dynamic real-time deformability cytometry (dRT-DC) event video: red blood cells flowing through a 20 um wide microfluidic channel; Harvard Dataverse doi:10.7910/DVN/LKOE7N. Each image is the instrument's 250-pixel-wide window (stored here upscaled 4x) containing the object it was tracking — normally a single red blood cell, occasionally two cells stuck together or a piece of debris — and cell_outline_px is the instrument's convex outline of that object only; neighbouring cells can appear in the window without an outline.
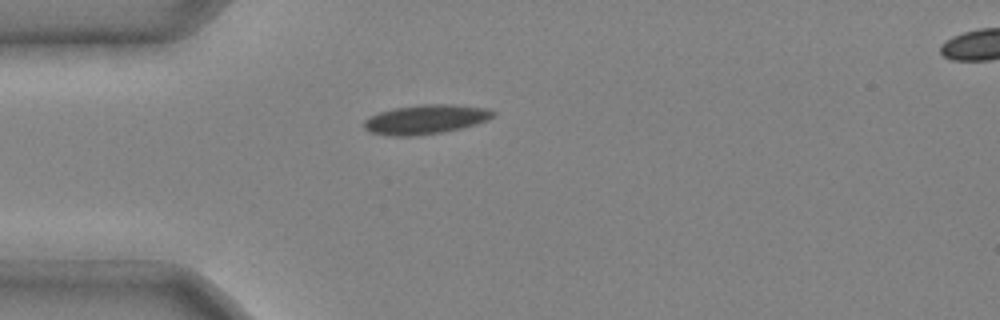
{"species": "common noctule bat (a hibernating species)", "species_latin": "Nyctalus noctula", "temperature_condition": "cold", "stored_images_in_passage": 2, "camera_frame_rate_fps": 3000, "um_per_image_px": 0.085, "animal": {"sex": "male", "body_mass_g": 20.4}, "frame": {"image": 1, "passage_image": 1, "time_ms": 0.0, "image_size_px": [1000, 320], "cell_outline_px": [[496, 116], [488, 120], [476, 124], [460, 128], [440, 132], [416, 136], [388, 136], [372, 132], [364, 128], [364, 120], [380, 112], [392, 108], [424, 104], [452, 104], [488, 108], [496, 112]], "centroid_in_image_um": [36.22, 10.14], "position_along_channel_um": 48.8, "area_um2": 22.08}}